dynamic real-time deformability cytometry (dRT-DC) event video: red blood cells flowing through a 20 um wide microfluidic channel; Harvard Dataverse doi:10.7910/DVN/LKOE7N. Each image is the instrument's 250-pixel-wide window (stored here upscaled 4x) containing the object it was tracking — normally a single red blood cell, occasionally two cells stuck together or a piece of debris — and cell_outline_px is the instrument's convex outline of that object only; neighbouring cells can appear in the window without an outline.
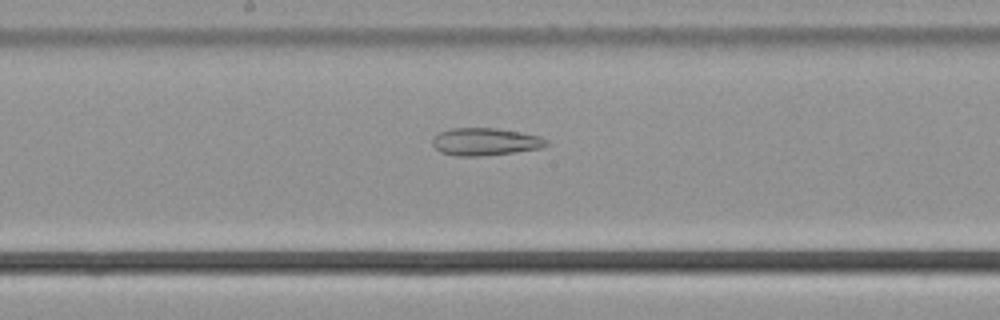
{"species": "common noctule bat (a hibernating species)", "species_latin": "Nyctalus noctula", "temperature_condition": "cold", "stored_images_in_passage": 44, "camera_frame_rate_fps": 3000, "um_per_image_px": 0.085, "animal": {"sex": "male", "body_mass_g": 21.5, "forearm_length_mm": 52.0}, "frame": {"image": 1, "passage_image": 19, "time_ms": 6.0, "image_size_px": [1000, 320], "cell_outline_px": [[548, 144], [540, 148], [484, 156], [456, 156], [440, 152], [432, 144], [432, 140], [440, 132], [452, 128], [496, 128], [520, 132], [540, 136], [548, 140]], "centroid_in_image_um": [41.24, 12.05], "position_along_channel_um": 207.0, "area_um2": 18.15}}
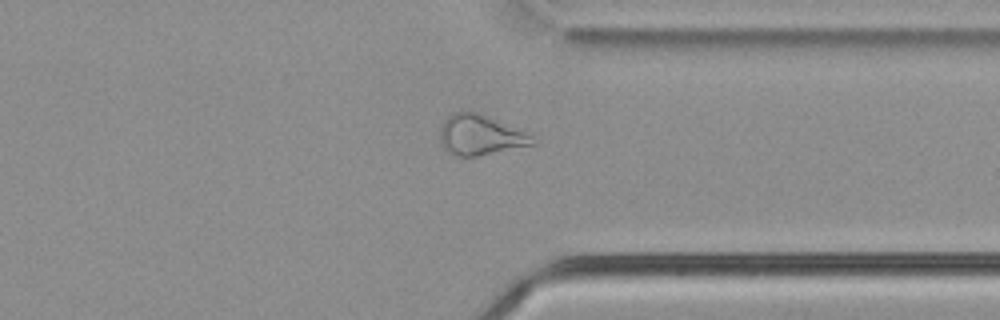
{"frame": {"image": 2, "passage_image": 32, "time_ms": 10.333, "image_size_px": [1000, 320], "cell_outline_px": [[536, 144], [476, 156], [460, 156], [448, 152], [440, 144], [440, 128], [444, 120], [452, 112], [464, 108], [468, 108], [524, 132], [532, 136]], "centroid_in_image_um": [40.75, 11.44], "position_along_channel_um": 370.7, "area_um2": 21.68}}
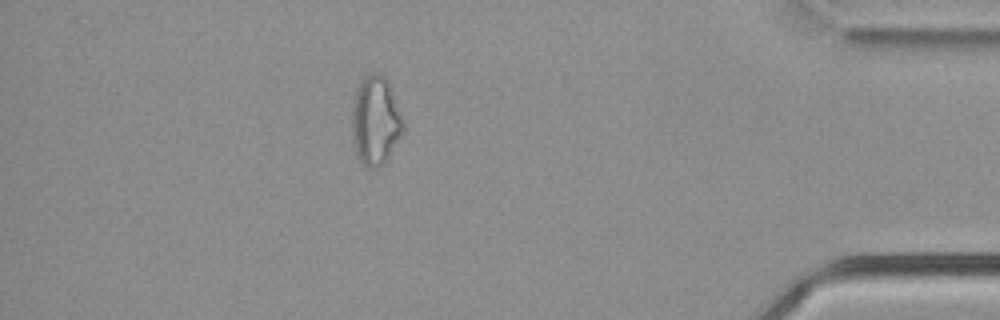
{"frame": {"image": 3, "passage_image": 38, "time_ms": 12.333, "image_size_px": [1000, 320], "cell_outline_px": [[404, 132], [388, 156], [376, 168], [368, 168], [360, 160], [356, 152], [352, 140], [352, 108], [356, 92], [360, 84], [372, 72], [376, 72], [384, 76], [388, 80], [404, 120]], "centroid_in_image_um": [31.93, 10.25], "position_along_channel_um": 403.3, "area_um2": 26.24}, "authors_computed_cell_mechanics": {"area_um2": 23.0911, "velocity_mm_per_s": 3.7992, "shape_relaxation_time_tau1_ms": null, "shape_relaxation_time_tau2_ms": 4.7553, "deformation_change_tau1": null, "deformation_change_tau2": 0.1531}}